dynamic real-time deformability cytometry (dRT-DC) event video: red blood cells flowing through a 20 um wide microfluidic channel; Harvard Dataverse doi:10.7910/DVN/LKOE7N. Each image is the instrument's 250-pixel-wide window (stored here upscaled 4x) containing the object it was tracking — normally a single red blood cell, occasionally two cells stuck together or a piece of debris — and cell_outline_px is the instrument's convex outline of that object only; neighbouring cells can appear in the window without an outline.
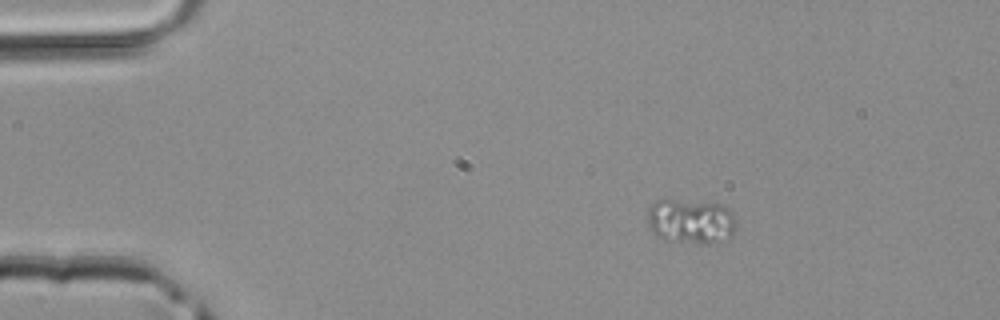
{"species": "common noctule bat (a hibernating species)", "species_latin": "Nyctalus noctula", "temperature_condition": "room temperature", "stored_images_in_passage": 3, "camera_frame_rate_fps": 3000, "um_per_image_px": 0.085, "animal": {"sex": "male", "body_mass_g": 20.4}, "frame": {"image": 1, "passage_image": 1, "time_ms": 0.0, "image_size_px": [1000, 320], "cell_outline_px": [[736, 228], [732, 236], [716, 244], [704, 244], [664, 240], [656, 236], [652, 232], [648, 220], [648, 208], [656, 200], [672, 200], [720, 204], [728, 208], [732, 212], [736, 220]], "centroid_in_image_um": [58.75, 18.84], "position_along_channel_um": 26.2, "area_um2": 23.41}}
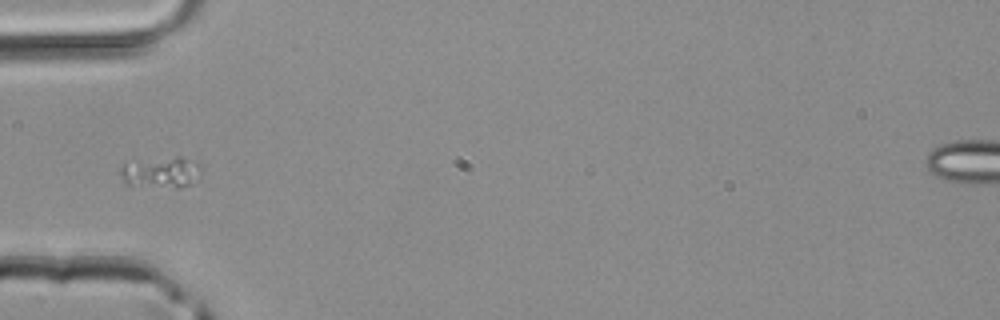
{"frame": {"image": 2, "passage_image": 3, "time_ms": 0.667, "image_size_px": [1000, 320], "cell_outline_px": [[200, 168], [188, 184], [180, 188], [176, 188], [128, 184], [124, 180], [120, 172], [120, 168], [124, 164], [176, 156], [180, 156], [192, 160]], "centroid_in_image_um": [13.65, 14.65], "position_along_channel_um": 71.4, "area_um2": 13.7}}